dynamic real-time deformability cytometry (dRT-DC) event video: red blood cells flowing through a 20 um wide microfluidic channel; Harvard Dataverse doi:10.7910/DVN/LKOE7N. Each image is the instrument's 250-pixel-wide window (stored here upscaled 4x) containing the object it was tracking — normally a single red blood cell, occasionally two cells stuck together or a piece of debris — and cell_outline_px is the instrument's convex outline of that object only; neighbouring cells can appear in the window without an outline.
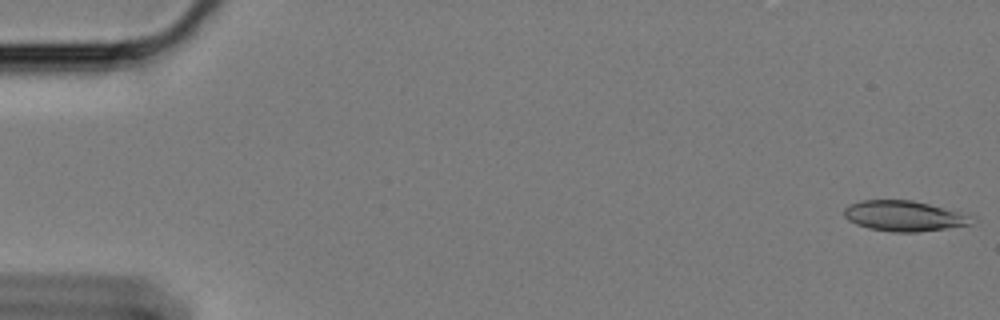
{"species": "Egyptian fruit bat (a non-hibernating species)", "species_latin": "Rousettus aegyptiacus", "temperature_condition": "cold", "stored_images_in_passage": 6, "camera_frame_rate_fps": 3000, "um_per_image_px": 0.085, "animal": {"sex": "female"}, "frame": {"image": 1, "passage_image": 1, "time_ms": 0.0, "image_size_px": [1000, 320], "cell_outline_px": [[976, 216], [972, 224], [916, 232], [892, 232], [868, 228], [856, 224], [848, 220], [844, 216], [844, 208], [848, 204], [860, 200], [912, 200]], "centroid_in_image_um": [76.83, 18.35], "position_along_channel_um": 8.2, "area_um2": 22.66}}